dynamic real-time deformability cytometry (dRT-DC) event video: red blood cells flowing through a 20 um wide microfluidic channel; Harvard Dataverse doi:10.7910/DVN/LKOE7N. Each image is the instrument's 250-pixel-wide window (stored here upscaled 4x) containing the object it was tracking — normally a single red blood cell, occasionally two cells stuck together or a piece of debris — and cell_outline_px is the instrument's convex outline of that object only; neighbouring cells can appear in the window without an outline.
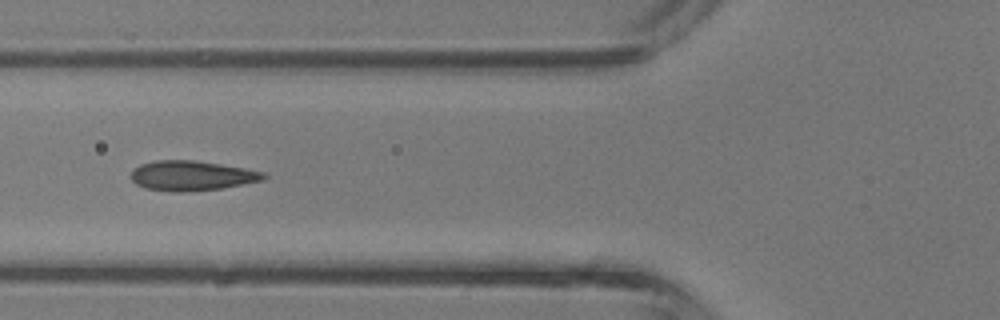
{"species": "common noctule bat (a hibernating species)", "species_latin": "Nyctalus noctula", "temperature_condition": "room temperature", "stored_images_in_passage": 5, "camera_frame_rate_fps": 3000, "um_per_image_px": 0.085, "animal": {"sex": "male", "body_mass_g": 13.3}, "frame": {"image": 1, "passage_image": 5, "time_ms": 1.333, "image_size_px": [1000, 320], "cell_outline_px": [[268, 176], [264, 180], [220, 188], [180, 192], [172, 192], [144, 188], [136, 184], [132, 180], [132, 172], [140, 164], [156, 160], [192, 160], [220, 164], [244, 168], [264, 172]], "centroid_in_image_um": [16.29, 14.93], "position_along_channel_um": 109.5, "area_um2": 22.89}}